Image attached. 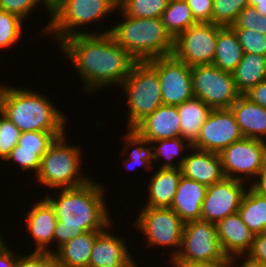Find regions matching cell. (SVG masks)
<instances>
[{"label":"cell","mask_w":266,"mask_h":267,"mask_svg":"<svg viewBox=\"0 0 266 267\" xmlns=\"http://www.w3.org/2000/svg\"><path fill=\"white\" fill-rule=\"evenodd\" d=\"M58 45L80 73L84 91L89 93L109 85L120 87L137 62L106 31L73 35Z\"/></svg>","instance_id":"cell-1"},{"label":"cell","mask_w":266,"mask_h":267,"mask_svg":"<svg viewBox=\"0 0 266 267\" xmlns=\"http://www.w3.org/2000/svg\"><path fill=\"white\" fill-rule=\"evenodd\" d=\"M103 188L89 180L78 187L60 188L57 198L46 194L58 220L53 236L56 250L85 231H104L111 226L112 218L108 215Z\"/></svg>","instance_id":"cell-2"},{"label":"cell","mask_w":266,"mask_h":267,"mask_svg":"<svg viewBox=\"0 0 266 267\" xmlns=\"http://www.w3.org/2000/svg\"><path fill=\"white\" fill-rule=\"evenodd\" d=\"M0 111L20 132L48 131L57 138L63 136L67 118L52 104L49 97L28 90L3 85Z\"/></svg>","instance_id":"cell-3"},{"label":"cell","mask_w":266,"mask_h":267,"mask_svg":"<svg viewBox=\"0 0 266 267\" xmlns=\"http://www.w3.org/2000/svg\"><path fill=\"white\" fill-rule=\"evenodd\" d=\"M123 22L115 24L110 33L116 43L137 62H145L173 54L174 38L161 18H133L121 14Z\"/></svg>","instance_id":"cell-4"},{"label":"cell","mask_w":266,"mask_h":267,"mask_svg":"<svg viewBox=\"0 0 266 267\" xmlns=\"http://www.w3.org/2000/svg\"><path fill=\"white\" fill-rule=\"evenodd\" d=\"M66 136L64 134L56 138L49 146L47 152L41 158L39 171L35 175L39 184L48 186L49 190L52 189V191L53 188L56 190L57 188L78 187L91 180V178H85L80 173L82 148L68 145L69 143L65 141Z\"/></svg>","instance_id":"cell-5"},{"label":"cell","mask_w":266,"mask_h":267,"mask_svg":"<svg viewBox=\"0 0 266 267\" xmlns=\"http://www.w3.org/2000/svg\"><path fill=\"white\" fill-rule=\"evenodd\" d=\"M115 9L118 8L112 0H61L51 9V19L42 31L46 35L52 33L60 44L70 36L89 34L80 31V27L103 20Z\"/></svg>","instance_id":"cell-6"},{"label":"cell","mask_w":266,"mask_h":267,"mask_svg":"<svg viewBox=\"0 0 266 267\" xmlns=\"http://www.w3.org/2000/svg\"><path fill=\"white\" fill-rule=\"evenodd\" d=\"M128 105V129H134L162 103L157 71L147 62H136L122 82Z\"/></svg>","instance_id":"cell-7"},{"label":"cell","mask_w":266,"mask_h":267,"mask_svg":"<svg viewBox=\"0 0 266 267\" xmlns=\"http://www.w3.org/2000/svg\"><path fill=\"white\" fill-rule=\"evenodd\" d=\"M191 76L194 97L211 109H230L242 95L236 87L232 73L213 64L192 66Z\"/></svg>","instance_id":"cell-8"},{"label":"cell","mask_w":266,"mask_h":267,"mask_svg":"<svg viewBox=\"0 0 266 267\" xmlns=\"http://www.w3.org/2000/svg\"><path fill=\"white\" fill-rule=\"evenodd\" d=\"M229 261L218 239L217 226L203 220L186 222L181 246L169 263Z\"/></svg>","instance_id":"cell-9"},{"label":"cell","mask_w":266,"mask_h":267,"mask_svg":"<svg viewBox=\"0 0 266 267\" xmlns=\"http://www.w3.org/2000/svg\"><path fill=\"white\" fill-rule=\"evenodd\" d=\"M134 225L146 235L147 246H173L176 251L170 252L171 261L178 253L185 223L171 208H154L144 206L140 210Z\"/></svg>","instance_id":"cell-10"},{"label":"cell","mask_w":266,"mask_h":267,"mask_svg":"<svg viewBox=\"0 0 266 267\" xmlns=\"http://www.w3.org/2000/svg\"><path fill=\"white\" fill-rule=\"evenodd\" d=\"M222 27L213 23L197 22L174 39L173 55L190 67L212 64L217 33Z\"/></svg>","instance_id":"cell-11"},{"label":"cell","mask_w":266,"mask_h":267,"mask_svg":"<svg viewBox=\"0 0 266 267\" xmlns=\"http://www.w3.org/2000/svg\"><path fill=\"white\" fill-rule=\"evenodd\" d=\"M158 74L163 105L177 106L194 97L191 67L173 54L147 61Z\"/></svg>","instance_id":"cell-12"},{"label":"cell","mask_w":266,"mask_h":267,"mask_svg":"<svg viewBox=\"0 0 266 267\" xmlns=\"http://www.w3.org/2000/svg\"><path fill=\"white\" fill-rule=\"evenodd\" d=\"M219 156L225 178L244 182L246 178L252 177L253 179L263 170L261 140L259 139L243 137L223 149Z\"/></svg>","instance_id":"cell-13"},{"label":"cell","mask_w":266,"mask_h":267,"mask_svg":"<svg viewBox=\"0 0 266 267\" xmlns=\"http://www.w3.org/2000/svg\"><path fill=\"white\" fill-rule=\"evenodd\" d=\"M243 135L231 109H212L192 148L220 153Z\"/></svg>","instance_id":"cell-14"},{"label":"cell","mask_w":266,"mask_h":267,"mask_svg":"<svg viewBox=\"0 0 266 267\" xmlns=\"http://www.w3.org/2000/svg\"><path fill=\"white\" fill-rule=\"evenodd\" d=\"M247 186V187H246ZM247 182L224 178L207 186L201 209V220L217 224L221 219L238 212Z\"/></svg>","instance_id":"cell-15"},{"label":"cell","mask_w":266,"mask_h":267,"mask_svg":"<svg viewBox=\"0 0 266 267\" xmlns=\"http://www.w3.org/2000/svg\"><path fill=\"white\" fill-rule=\"evenodd\" d=\"M108 226L95 240L88 267H136L125 239L114 236ZM133 258V259H132ZM137 264V265H136Z\"/></svg>","instance_id":"cell-16"},{"label":"cell","mask_w":266,"mask_h":267,"mask_svg":"<svg viewBox=\"0 0 266 267\" xmlns=\"http://www.w3.org/2000/svg\"><path fill=\"white\" fill-rule=\"evenodd\" d=\"M194 150V152H192ZM190 155L186 154L177 160L181 165V174L184 177L195 180L205 186L221 182L225 176L222 170L221 158L218 153L190 149Z\"/></svg>","instance_id":"cell-17"},{"label":"cell","mask_w":266,"mask_h":267,"mask_svg":"<svg viewBox=\"0 0 266 267\" xmlns=\"http://www.w3.org/2000/svg\"><path fill=\"white\" fill-rule=\"evenodd\" d=\"M57 221L55 209L45 197L33 204L25 222L29 236L36 242L34 251L54 253L50 244H53Z\"/></svg>","instance_id":"cell-18"},{"label":"cell","mask_w":266,"mask_h":267,"mask_svg":"<svg viewBox=\"0 0 266 267\" xmlns=\"http://www.w3.org/2000/svg\"><path fill=\"white\" fill-rule=\"evenodd\" d=\"M177 106L161 105L134 129L148 142L180 137Z\"/></svg>","instance_id":"cell-19"},{"label":"cell","mask_w":266,"mask_h":267,"mask_svg":"<svg viewBox=\"0 0 266 267\" xmlns=\"http://www.w3.org/2000/svg\"><path fill=\"white\" fill-rule=\"evenodd\" d=\"M216 226L218 239L228 258L247 254L251 250L255 234L249 230L238 212L221 219Z\"/></svg>","instance_id":"cell-20"},{"label":"cell","mask_w":266,"mask_h":267,"mask_svg":"<svg viewBox=\"0 0 266 267\" xmlns=\"http://www.w3.org/2000/svg\"><path fill=\"white\" fill-rule=\"evenodd\" d=\"M207 186L181 176L170 208L186 223L201 220V209Z\"/></svg>","instance_id":"cell-21"},{"label":"cell","mask_w":266,"mask_h":267,"mask_svg":"<svg viewBox=\"0 0 266 267\" xmlns=\"http://www.w3.org/2000/svg\"><path fill=\"white\" fill-rule=\"evenodd\" d=\"M243 137L263 140L266 136V109L244 95L230 107Z\"/></svg>","instance_id":"cell-22"},{"label":"cell","mask_w":266,"mask_h":267,"mask_svg":"<svg viewBox=\"0 0 266 267\" xmlns=\"http://www.w3.org/2000/svg\"><path fill=\"white\" fill-rule=\"evenodd\" d=\"M180 168H160L152 175L148 186V200L145 206L170 208L181 179Z\"/></svg>","instance_id":"cell-23"},{"label":"cell","mask_w":266,"mask_h":267,"mask_svg":"<svg viewBox=\"0 0 266 267\" xmlns=\"http://www.w3.org/2000/svg\"><path fill=\"white\" fill-rule=\"evenodd\" d=\"M102 231H85L54 250V257L65 267H88L96 237Z\"/></svg>","instance_id":"cell-24"},{"label":"cell","mask_w":266,"mask_h":267,"mask_svg":"<svg viewBox=\"0 0 266 267\" xmlns=\"http://www.w3.org/2000/svg\"><path fill=\"white\" fill-rule=\"evenodd\" d=\"M243 48L231 26L222 27L217 33L213 65L232 73L243 58Z\"/></svg>","instance_id":"cell-25"},{"label":"cell","mask_w":266,"mask_h":267,"mask_svg":"<svg viewBox=\"0 0 266 267\" xmlns=\"http://www.w3.org/2000/svg\"><path fill=\"white\" fill-rule=\"evenodd\" d=\"M177 110L181 120L180 137L192 145L212 109L200 99L193 97L177 105Z\"/></svg>","instance_id":"cell-26"},{"label":"cell","mask_w":266,"mask_h":267,"mask_svg":"<svg viewBox=\"0 0 266 267\" xmlns=\"http://www.w3.org/2000/svg\"><path fill=\"white\" fill-rule=\"evenodd\" d=\"M232 75L238 91L243 95L250 88L266 80V56L244 53Z\"/></svg>","instance_id":"cell-27"},{"label":"cell","mask_w":266,"mask_h":267,"mask_svg":"<svg viewBox=\"0 0 266 267\" xmlns=\"http://www.w3.org/2000/svg\"><path fill=\"white\" fill-rule=\"evenodd\" d=\"M238 214L249 230L260 234L266 230V196L248 187L244 193Z\"/></svg>","instance_id":"cell-28"},{"label":"cell","mask_w":266,"mask_h":267,"mask_svg":"<svg viewBox=\"0 0 266 267\" xmlns=\"http://www.w3.org/2000/svg\"><path fill=\"white\" fill-rule=\"evenodd\" d=\"M126 132L127 134L122 136L125 141L122 154H128L126 151H129L128 149L131 147H133V149L131 153L127 155L129 158L127 157L126 160L124 159V164L130 170H134L136 165L137 167L144 166V168L148 169V171L153 169V146L150 145L151 142L145 140L137 131H135V129H128ZM146 145L149 147H146Z\"/></svg>","instance_id":"cell-29"},{"label":"cell","mask_w":266,"mask_h":267,"mask_svg":"<svg viewBox=\"0 0 266 267\" xmlns=\"http://www.w3.org/2000/svg\"><path fill=\"white\" fill-rule=\"evenodd\" d=\"M161 19L166 30L174 39L181 32L197 23L192 16L190 7L184 0H169Z\"/></svg>","instance_id":"cell-30"},{"label":"cell","mask_w":266,"mask_h":267,"mask_svg":"<svg viewBox=\"0 0 266 267\" xmlns=\"http://www.w3.org/2000/svg\"><path fill=\"white\" fill-rule=\"evenodd\" d=\"M169 0H126L117 9L133 18H161Z\"/></svg>","instance_id":"cell-31"},{"label":"cell","mask_w":266,"mask_h":267,"mask_svg":"<svg viewBox=\"0 0 266 267\" xmlns=\"http://www.w3.org/2000/svg\"><path fill=\"white\" fill-rule=\"evenodd\" d=\"M155 143H157V146ZM151 145L153 146V161L155 160L154 162H160V157L164 158V160L166 159L165 163L162 162L163 164L160 168L167 169L180 168L181 165L178 162L177 164L173 163V159H175V156L178 157L183 149L185 150V148H189L190 150L192 148V145L181 137L160 139L158 141L151 142Z\"/></svg>","instance_id":"cell-32"},{"label":"cell","mask_w":266,"mask_h":267,"mask_svg":"<svg viewBox=\"0 0 266 267\" xmlns=\"http://www.w3.org/2000/svg\"><path fill=\"white\" fill-rule=\"evenodd\" d=\"M248 0H213L212 23L220 26H231Z\"/></svg>","instance_id":"cell-33"},{"label":"cell","mask_w":266,"mask_h":267,"mask_svg":"<svg viewBox=\"0 0 266 267\" xmlns=\"http://www.w3.org/2000/svg\"><path fill=\"white\" fill-rule=\"evenodd\" d=\"M56 138L52 132L48 131L21 132L17 150L36 151V154L42 158Z\"/></svg>","instance_id":"cell-34"},{"label":"cell","mask_w":266,"mask_h":267,"mask_svg":"<svg viewBox=\"0 0 266 267\" xmlns=\"http://www.w3.org/2000/svg\"><path fill=\"white\" fill-rule=\"evenodd\" d=\"M22 22L20 17L0 9V49L14 45L22 37Z\"/></svg>","instance_id":"cell-35"},{"label":"cell","mask_w":266,"mask_h":267,"mask_svg":"<svg viewBox=\"0 0 266 267\" xmlns=\"http://www.w3.org/2000/svg\"><path fill=\"white\" fill-rule=\"evenodd\" d=\"M244 53L266 56V35L252 29L233 28Z\"/></svg>","instance_id":"cell-36"},{"label":"cell","mask_w":266,"mask_h":267,"mask_svg":"<svg viewBox=\"0 0 266 267\" xmlns=\"http://www.w3.org/2000/svg\"><path fill=\"white\" fill-rule=\"evenodd\" d=\"M20 133V130L0 111V159H7L18 143Z\"/></svg>","instance_id":"cell-37"},{"label":"cell","mask_w":266,"mask_h":267,"mask_svg":"<svg viewBox=\"0 0 266 267\" xmlns=\"http://www.w3.org/2000/svg\"><path fill=\"white\" fill-rule=\"evenodd\" d=\"M232 28L252 29L266 35V16L257 12L253 6H245L231 25Z\"/></svg>","instance_id":"cell-38"},{"label":"cell","mask_w":266,"mask_h":267,"mask_svg":"<svg viewBox=\"0 0 266 267\" xmlns=\"http://www.w3.org/2000/svg\"><path fill=\"white\" fill-rule=\"evenodd\" d=\"M41 3L46 6L49 15H51V9L43 0H0V9L14 14L25 21L30 12L34 11V9L37 8L36 6Z\"/></svg>","instance_id":"cell-39"},{"label":"cell","mask_w":266,"mask_h":267,"mask_svg":"<svg viewBox=\"0 0 266 267\" xmlns=\"http://www.w3.org/2000/svg\"><path fill=\"white\" fill-rule=\"evenodd\" d=\"M5 161L13 162L22 169V171H34L37 174L41 164V158L36 151L17 150V145L11 150Z\"/></svg>","instance_id":"cell-40"},{"label":"cell","mask_w":266,"mask_h":267,"mask_svg":"<svg viewBox=\"0 0 266 267\" xmlns=\"http://www.w3.org/2000/svg\"><path fill=\"white\" fill-rule=\"evenodd\" d=\"M196 22L212 23L213 0H185Z\"/></svg>","instance_id":"cell-41"},{"label":"cell","mask_w":266,"mask_h":267,"mask_svg":"<svg viewBox=\"0 0 266 267\" xmlns=\"http://www.w3.org/2000/svg\"><path fill=\"white\" fill-rule=\"evenodd\" d=\"M54 255L49 252L33 251L29 255L17 256L14 267H43Z\"/></svg>","instance_id":"cell-42"},{"label":"cell","mask_w":266,"mask_h":267,"mask_svg":"<svg viewBox=\"0 0 266 267\" xmlns=\"http://www.w3.org/2000/svg\"><path fill=\"white\" fill-rule=\"evenodd\" d=\"M247 254L266 265V230L254 236L252 248Z\"/></svg>","instance_id":"cell-43"},{"label":"cell","mask_w":266,"mask_h":267,"mask_svg":"<svg viewBox=\"0 0 266 267\" xmlns=\"http://www.w3.org/2000/svg\"><path fill=\"white\" fill-rule=\"evenodd\" d=\"M243 95L252 102L266 109V80L250 88Z\"/></svg>","instance_id":"cell-44"},{"label":"cell","mask_w":266,"mask_h":267,"mask_svg":"<svg viewBox=\"0 0 266 267\" xmlns=\"http://www.w3.org/2000/svg\"><path fill=\"white\" fill-rule=\"evenodd\" d=\"M242 258H245L243 260V263L241 265L237 264L236 261L237 260L241 261ZM228 262H229V267H266V265H264L260 261L252 259L248 254H243V256H242V254H237V255L231 256V257H229ZM234 264L238 265V266H235Z\"/></svg>","instance_id":"cell-45"},{"label":"cell","mask_w":266,"mask_h":267,"mask_svg":"<svg viewBox=\"0 0 266 267\" xmlns=\"http://www.w3.org/2000/svg\"><path fill=\"white\" fill-rule=\"evenodd\" d=\"M173 267H229L228 261H211L200 263H170Z\"/></svg>","instance_id":"cell-46"},{"label":"cell","mask_w":266,"mask_h":267,"mask_svg":"<svg viewBox=\"0 0 266 267\" xmlns=\"http://www.w3.org/2000/svg\"><path fill=\"white\" fill-rule=\"evenodd\" d=\"M19 254L13 252L8 246L0 253V267H14L15 261Z\"/></svg>","instance_id":"cell-47"},{"label":"cell","mask_w":266,"mask_h":267,"mask_svg":"<svg viewBox=\"0 0 266 267\" xmlns=\"http://www.w3.org/2000/svg\"><path fill=\"white\" fill-rule=\"evenodd\" d=\"M258 178V179H257ZM249 185L255 192L266 196V169H263Z\"/></svg>","instance_id":"cell-48"},{"label":"cell","mask_w":266,"mask_h":267,"mask_svg":"<svg viewBox=\"0 0 266 267\" xmlns=\"http://www.w3.org/2000/svg\"><path fill=\"white\" fill-rule=\"evenodd\" d=\"M254 8L257 12H260L263 16H266V0L256 1V6Z\"/></svg>","instance_id":"cell-49"},{"label":"cell","mask_w":266,"mask_h":267,"mask_svg":"<svg viewBox=\"0 0 266 267\" xmlns=\"http://www.w3.org/2000/svg\"><path fill=\"white\" fill-rule=\"evenodd\" d=\"M43 267H65L54 256Z\"/></svg>","instance_id":"cell-50"},{"label":"cell","mask_w":266,"mask_h":267,"mask_svg":"<svg viewBox=\"0 0 266 267\" xmlns=\"http://www.w3.org/2000/svg\"><path fill=\"white\" fill-rule=\"evenodd\" d=\"M261 148H262V166L263 169H266V138L261 140Z\"/></svg>","instance_id":"cell-51"},{"label":"cell","mask_w":266,"mask_h":267,"mask_svg":"<svg viewBox=\"0 0 266 267\" xmlns=\"http://www.w3.org/2000/svg\"><path fill=\"white\" fill-rule=\"evenodd\" d=\"M61 0H43V2L52 9L55 5H57Z\"/></svg>","instance_id":"cell-52"},{"label":"cell","mask_w":266,"mask_h":267,"mask_svg":"<svg viewBox=\"0 0 266 267\" xmlns=\"http://www.w3.org/2000/svg\"><path fill=\"white\" fill-rule=\"evenodd\" d=\"M1 232V231H0ZM2 234L0 235V253L8 246V244H5V241H3V237H1Z\"/></svg>","instance_id":"cell-53"},{"label":"cell","mask_w":266,"mask_h":267,"mask_svg":"<svg viewBox=\"0 0 266 267\" xmlns=\"http://www.w3.org/2000/svg\"><path fill=\"white\" fill-rule=\"evenodd\" d=\"M114 5L118 8L126 0H112Z\"/></svg>","instance_id":"cell-54"},{"label":"cell","mask_w":266,"mask_h":267,"mask_svg":"<svg viewBox=\"0 0 266 267\" xmlns=\"http://www.w3.org/2000/svg\"><path fill=\"white\" fill-rule=\"evenodd\" d=\"M256 1H264V0H248V5L255 7L256 6Z\"/></svg>","instance_id":"cell-55"}]
</instances>
